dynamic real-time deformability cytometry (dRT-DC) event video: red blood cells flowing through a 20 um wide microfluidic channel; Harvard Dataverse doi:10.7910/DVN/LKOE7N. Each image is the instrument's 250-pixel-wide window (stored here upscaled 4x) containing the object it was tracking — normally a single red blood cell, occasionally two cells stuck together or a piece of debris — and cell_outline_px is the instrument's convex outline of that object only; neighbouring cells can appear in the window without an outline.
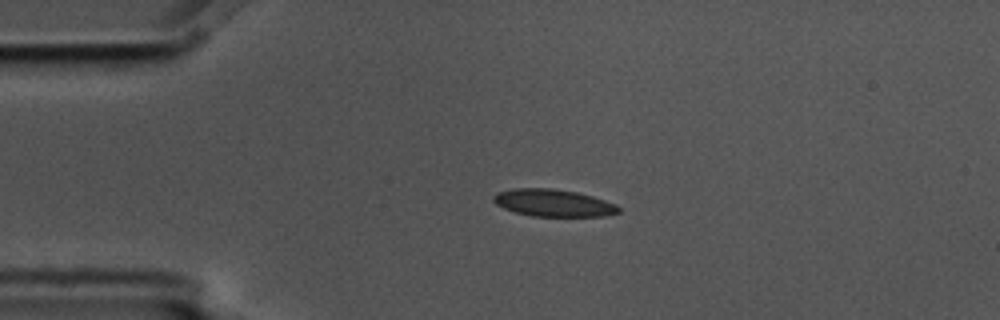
{"species": "common noctule bat (a hibernating species)", "species_latin": "Nyctalus noctula", "temperature_condition": "cold", "stored_images_in_passage": 3, "camera_frame_rate_fps": 3000, "um_per_image_px": 0.085, "animal": {"sex": "male", "body_mass_g": 17.5, "forearm_length_mm": 52.3}, "frame": {"image": 1, "passage_image": 1, "time_ms": 0.0, "image_size_px": [1000, 320], "cell_outline_px": [[620, 212], [604, 216], [532, 216], [516, 212], [504, 208], [496, 204], [492, 200], [492, 196], [496, 192], [512, 188], [552, 188], [576, 192], [592, 196], [616, 204], [620, 208]], "centroid_in_image_um": [47.01, 17.24], "position_along_channel_um": 38.0, "area_um2": 19.88}}